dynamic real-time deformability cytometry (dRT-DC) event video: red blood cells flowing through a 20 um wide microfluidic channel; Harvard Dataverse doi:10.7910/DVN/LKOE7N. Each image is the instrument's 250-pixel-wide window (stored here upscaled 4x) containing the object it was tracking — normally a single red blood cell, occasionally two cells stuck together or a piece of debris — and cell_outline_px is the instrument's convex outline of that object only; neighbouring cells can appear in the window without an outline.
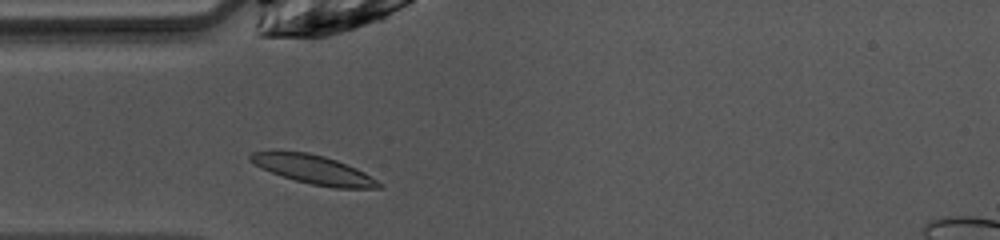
{"species": "common noctule bat (a hibernating species)", "species_latin": "Nyctalus noctula", "temperature_condition": "warm", "stored_images_in_passage": 38, "segment_of_instrument_passage": [1, 2], "camera_frame_rate_fps": 3000, "um_per_image_px": 0.085, "animal": {"sex": "female", "body_mass_g": 10.0, "forearm_length_mm": 53.1}, "frame": {"image": 1, "passage_image": 2, "time_ms": 0.333, "image_size_px": [1000, 240], "cell_outline_px": [[384, 184], [380, 188], [336, 188], [312, 184], [296, 180], [272, 172], [248, 160], [248, 156], [252, 152], [308, 152], [324, 156], [336, 160], [356, 168], [364, 172]], "centroid_in_image_um": [26.72, 14.42], "position_along_channel_um": 58.3, "area_um2": 21.04}}
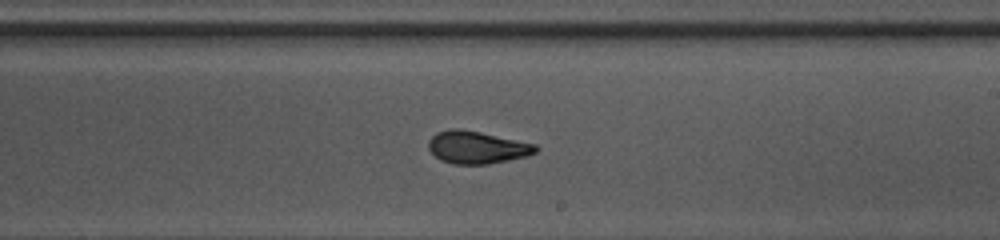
{"frame": {"image": 2, "passage_image": 16, "time_ms": 5.0, "image_size_px": [1000, 240], "cell_outline_px": [[540, 148], [536, 152], [528, 156], [488, 164], [452, 164], [440, 160], [428, 148], [428, 140], [436, 132], [448, 128], [460, 128], [480, 132], [536, 144]], "centroid_in_image_um": [40.53, 12.52], "position_along_channel_um": 248.5, "area_um2": 20.46}}
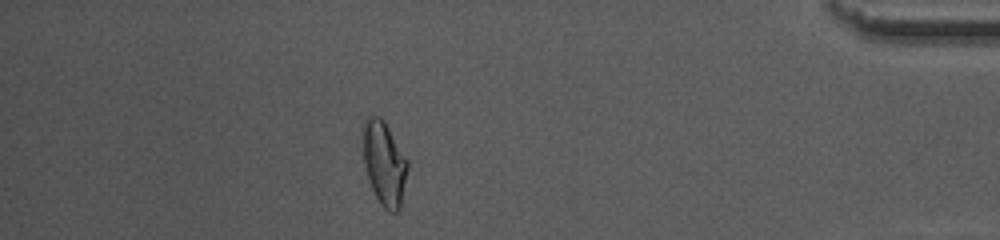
{"frame": {"image": 3, "passage_image": 31, "time_ms": 10.0, "image_size_px": [1000, 240], "cell_outline_px": [[408, 168], [400, 208], [396, 212], [388, 212], [380, 204], [372, 188], [364, 164], [360, 136], [364, 124], [368, 116], [380, 116], [384, 120], [408, 160]], "centroid_in_image_um": [32.64, 13.85], "position_along_channel_um": 402.6, "area_um2": 22.08}}